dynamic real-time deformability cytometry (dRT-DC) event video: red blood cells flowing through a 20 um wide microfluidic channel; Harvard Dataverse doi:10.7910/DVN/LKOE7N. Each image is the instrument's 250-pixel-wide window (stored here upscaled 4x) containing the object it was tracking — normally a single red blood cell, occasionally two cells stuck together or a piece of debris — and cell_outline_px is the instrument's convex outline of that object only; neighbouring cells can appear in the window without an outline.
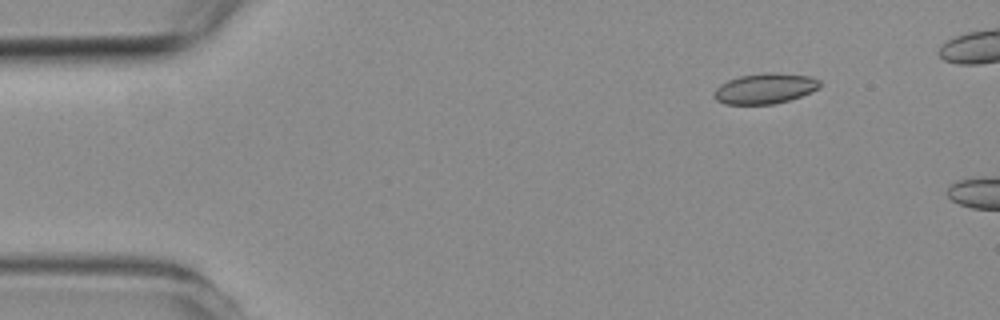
{"species": "common noctule bat (a hibernating species)", "species_latin": "Nyctalus noctula", "temperature_condition": "room temperature", "stored_images_in_passage": 5, "camera_frame_rate_fps": 3000, "um_per_image_px": 0.085, "animal": {"sex": "female", "body_mass_g": 19.3, "forearm_length_mm": 54.1}, "frame": {"image": 1, "passage_image": 2, "time_ms": 1.333, "image_size_px": [1000, 320], "cell_outline_px": [[820, 88], [800, 96], [788, 100], [772, 104], [724, 104], [716, 100], [712, 96], [716, 88], [720, 84], [728, 80], [740, 76], [764, 72], [776, 72], [812, 76], [820, 80]], "centroid_in_image_um": [65.02, 7.51], "position_along_channel_um": 20.0, "area_um2": 18.9}}